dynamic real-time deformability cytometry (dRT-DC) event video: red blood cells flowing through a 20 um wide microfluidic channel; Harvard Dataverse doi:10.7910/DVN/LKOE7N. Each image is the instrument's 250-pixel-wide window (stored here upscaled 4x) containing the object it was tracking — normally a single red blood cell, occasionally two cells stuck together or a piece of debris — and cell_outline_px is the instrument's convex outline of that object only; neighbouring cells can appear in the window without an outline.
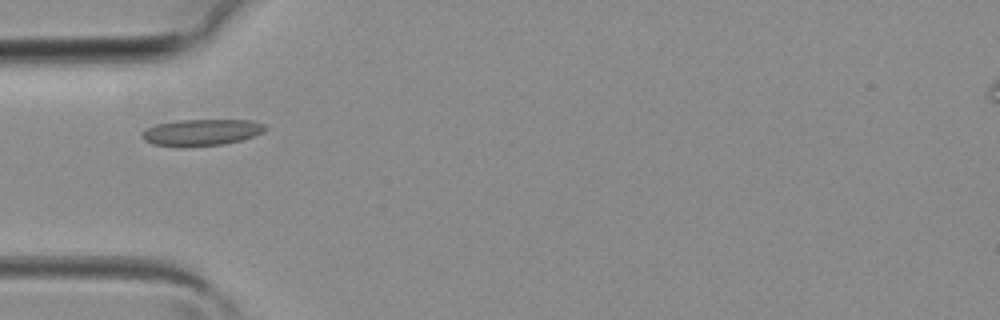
{"species": "common noctule bat (a hibernating species)", "species_latin": "Nyctalus noctula", "temperature_condition": "room temperature", "stored_images_in_passage": 2, "camera_frame_rate_fps": 3000, "um_per_image_px": 0.085, "animal": {"sex": "female", "body_mass_g": 19.3, "forearm_length_mm": 54.1}, "frame": {"image": 1, "passage_image": 2, "time_ms": 0.333, "image_size_px": [1000, 320], "cell_outline_px": [[268, 128], [264, 132], [240, 140], [224, 144], [184, 148], [180, 148], [152, 144], [144, 140], [140, 136], [148, 128], [156, 124], [176, 120], [252, 120], [264, 124]], "centroid_in_image_um": [17.11, 11.27], "position_along_channel_um": 67.9, "area_um2": 19.31}}